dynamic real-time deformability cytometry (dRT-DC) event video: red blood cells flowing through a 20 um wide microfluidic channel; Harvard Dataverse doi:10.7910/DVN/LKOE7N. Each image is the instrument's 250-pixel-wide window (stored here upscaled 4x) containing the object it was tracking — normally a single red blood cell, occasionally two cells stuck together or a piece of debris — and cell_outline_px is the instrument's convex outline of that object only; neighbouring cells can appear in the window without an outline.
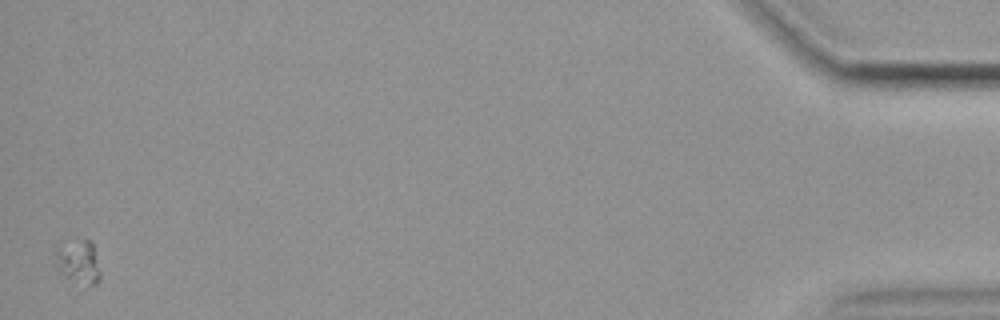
{"species": "common noctule bat (a hibernating species)", "species_latin": "Nyctalus noctula", "temperature_condition": "cold", "stored_images_in_passage": 46, "camera_frame_rate_fps": 3000, "um_per_image_px": 0.085, "animal": {"sex": "female", "body_mass_g": 19.9}, "frame": {"image": 1, "passage_image": 46, "time_ms": 15.0, "image_size_px": [1000, 320], "cell_outline_px": [[100, 280], [96, 284], [92, 284], [64, 276], [56, 272], [56, 248], [84, 240], [88, 240], [92, 244], [100, 272]], "centroid_in_image_um": [6.65, 22.28], "position_along_channel_um": 428.5, "area_um2": 10.64}}